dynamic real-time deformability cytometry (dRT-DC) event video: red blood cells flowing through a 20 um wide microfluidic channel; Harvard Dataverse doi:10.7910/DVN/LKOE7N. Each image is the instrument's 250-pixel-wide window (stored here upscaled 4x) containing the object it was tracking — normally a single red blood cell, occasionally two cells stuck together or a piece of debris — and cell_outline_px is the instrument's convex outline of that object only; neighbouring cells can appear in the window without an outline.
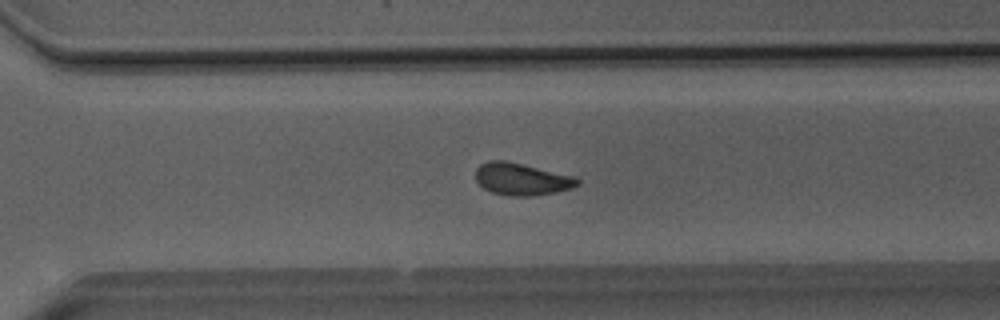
{"species": "Egyptian fruit bat (a non-hibernating species)", "species_latin": "Rousettus aegyptiacus", "temperature_condition": "room temperature", "stored_images_in_passage": 51, "camera_frame_rate_fps": 3000, "um_per_image_px": 0.085, "animal": {"sex": "male"}, "frame": {"image": 1, "passage_image": 36, "time_ms": 11.667, "image_size_px": [1000, 320], "cell_outline_px": [[580, 184], [572, 188], [556, 192], [532, 196], [512, 196], [492, 192], [484, 188], [476, 180], [476, 168], [480, 164], [488, 160], [504, 160], [576, 176], [580, 180]], "centroid_in_image_um": [44.36, 15.22], "position_along_channel_um": 326.2, "area_um2": 19.13}}
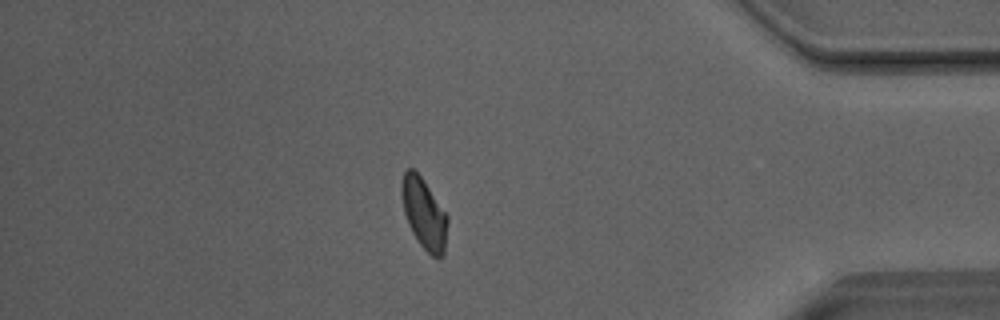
{"frame": {"image": 2, "passage_image": 44, "time_ms": 14.333, "image_size_px": [1000, 320], "cell_outline_px": [[448, 220], [444, 256], [432, 256], [416, 240], [408, 224], [404, 212], [400, 192], [400, 184], [404, 172], [408, 168], [412, 168], [424, 180], [448, 216]], "centroid_in_image_um": [36.03, 18.14], "position_along_channel_um": 399.2, "area_um2": 18.96}}
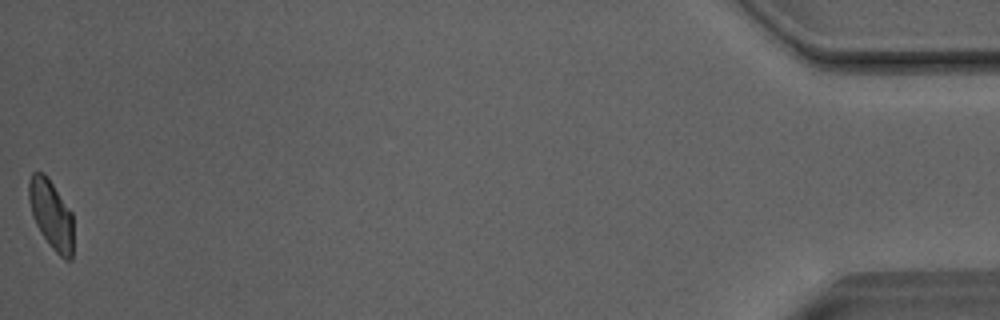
{"frame": {"image": 3, "passage_image": 51, "time_ms": 16.667, "image_size_px": [1000, 320], "cell_outline_px": [[72, 260], [64, 260], [48, 244], [40, 232], [32, 216], [28, 200], [28, 180], [32, 172], [44, 172], [48, 176], [72, 212]], "centroid_in_image_um": [4.33, 18.2], "position_along_channel_um": 430.9, "area_um2": 18.21}, "authors_computed_cell_mechanics": {"area_um2": 19.4208, "velocity_mm_per_s": 4.0354, "shape_relaxation_time_tau1_ms": 7.3854, "shape_relaxation_time_tau2_ms": 1.6909, "deformation_change_tau1": 0.1408, "deformation_change_tau2": 0.073}}